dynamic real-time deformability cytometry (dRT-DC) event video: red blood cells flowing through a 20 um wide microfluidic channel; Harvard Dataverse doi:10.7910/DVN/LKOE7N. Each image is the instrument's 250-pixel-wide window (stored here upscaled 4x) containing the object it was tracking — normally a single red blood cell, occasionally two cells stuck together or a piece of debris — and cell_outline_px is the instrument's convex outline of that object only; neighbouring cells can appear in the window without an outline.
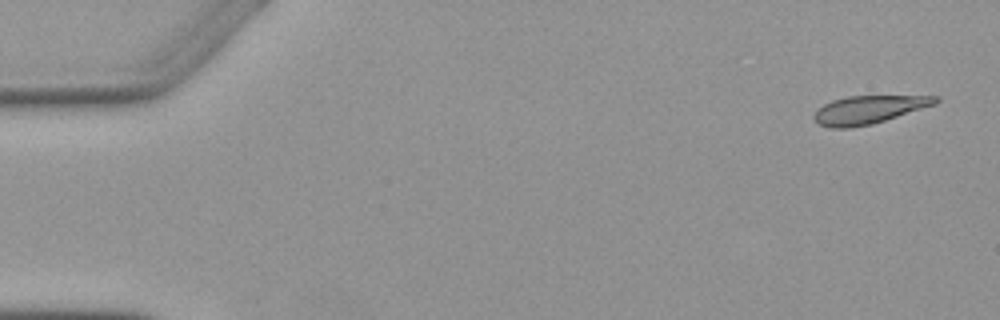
{"species": "Egyptian fruit bat (a non-hibernating species)", "species_latin": "Rousettus aegyptiacus", "temperature_condition": "warm", "stored_images_in_passage": 3, "camera_frame_rate_fps": 3000, "um_per_image_px": 0.085, "animal": {"sex": "female"}, "frame": {"image": 1, "passage_image": 1, "time_ms": 0.0, "image_size_px": [1000, 320], "cell_outline_px": [[940, 100], [936, 104], [872, 124], [848, 128], [828, 128], [820, 124], [812, 116], [816, 108], [832, 100], [848, 96], [940, 96]], "centroid_in_image_um": [73.81, 9.32], "position_along_channel_um": 11.2, "area_um2": 19.83}}